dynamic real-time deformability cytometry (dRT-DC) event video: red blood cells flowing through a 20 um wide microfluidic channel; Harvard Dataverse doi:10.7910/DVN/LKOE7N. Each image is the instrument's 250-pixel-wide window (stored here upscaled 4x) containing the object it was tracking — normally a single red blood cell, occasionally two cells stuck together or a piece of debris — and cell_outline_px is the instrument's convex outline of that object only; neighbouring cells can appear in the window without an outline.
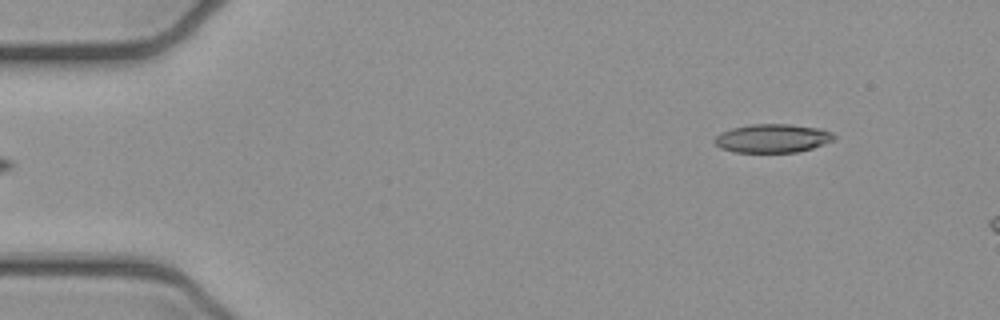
{"species": "common noctule bat (a hibernating species)", "species_latin": "Nyctalus noctula", "temperature_condition": "cold", "stored_images_in_passage": 6, "segment_of_instrument_passage": [2, 2], "camera_frame_rate_fps": 3000, "um_per_image_px": 0.085, "animal": {"sex": "female", "body_mass_g": 21.9}, "frame": {"image": 1, "passage_image": 6, "time_ms": 1.667, "image_size_px": [1000, 320], "cell_outline_px": [[836, 136], [832, 140], [824, 144], [812, 148], [796, 152], [736, 152], [720, 148], [712, 140], [720, 132], [732, 128], [748, 124], [792, 124], [820, 128], [832, 132]], "centroid_in_image_um": [65.65, 11.74], "position_along_channel_um": 19.4, "area_um2": 20.0}}